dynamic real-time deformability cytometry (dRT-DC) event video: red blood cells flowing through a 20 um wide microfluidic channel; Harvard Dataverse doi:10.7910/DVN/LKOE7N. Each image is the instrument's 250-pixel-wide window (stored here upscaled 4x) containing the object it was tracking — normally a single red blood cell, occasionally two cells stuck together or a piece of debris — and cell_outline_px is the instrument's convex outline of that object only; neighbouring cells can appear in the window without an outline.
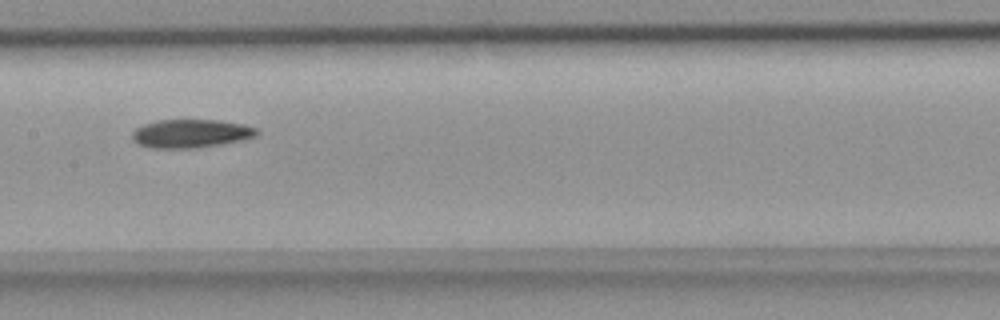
{"species": "common noctule bat (a hibernating species)", "species_latin": "Nyctalus noctula", "temperature_condition": "room temperature", "stored_images_in_passage": 4, "camera_frame_rate_fps": 3000, "um_per_image_px": 0.085, "animal": {"sex": "female", "body_mass_g": 18.4}, "frame": {"image": 1, "passage_image": 4, "time_ms": 1.0, "image_size_px": [1000, 320], "cell_outline_px": [[260, 132], [256, 136], [240, 140], [220, 144], [196, 148], [148, 148], [136, 144], [132, 140], [132, 132], [136, 128], [144, 124], [156, 120], [216, 120], [244, 124], [256, 128]], "centroid_in_image_um": [16.18, 11.35], "position_along_channel_um": 191.2, "area_um2": 20.75}}